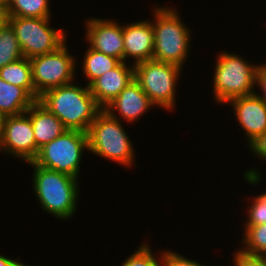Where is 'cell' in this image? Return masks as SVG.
Segmentation results:
<instances>
[{"label": "cell", "instance_id": "1", "mask_svg": "<svg viewBox=\"0 0 266 266\" xmlns=\"http://www.w3.org/2000/svg\"><path fill=\"white\" fill-rule=\"evenodd\" d=\"M38 101L52 112L67 130L85 133L102 110L89 86L80 87L73 83L45 91Z\"/></svg>", "mask_w": 266, "mask_h": 266}, {"label": "cell", "instance_id": "2", "mask_svg": "<svg viewBox=\"0 0 266 266\" xmlns=\"http://www.w3.org/2000/svg\"><path fill=\"white\" fill-rule=\"evenodd\" d=\"M34 168L33 187L44 211L66 220L76 213L79 197L78 178L29 162Z\"/></svg>", "mask_w": 266, "mask_h": 266}, {"label": "cell", "instance_id": "3", "mask_svg": "<svg viewBox=\"0 0 266 266\" xmlns=\"http://www.w3.org/2000/svg\"><path fill=\"white\" fill-rule=\"evenodd\" d=\"M116 114L104 109L97 114L87 131L88 151L124 167H132L134 147Z\"/></svg>", "mask_w": 266, "mask_h": 266}, {"label": "cell", "instance_id": "4", "mask_svg": "<svg viewBox=\"0 0 266 266\" xmlns=\"http://www.w3.org/2000/svg\"><path fill=\"white\" fill-rule=\"evenodd\" d=\"M152 12L155 19L151 21L154 31L153 59L182 68L189 54L191 32L174 8L155 6Z\"/></svg>", "mask_w": 266, "mask_h": 266}, {"label": "cell", "instance_id": "5", "mask_svg": "<svg viewBox=\"0 0 266 266\" xmlns=\"http://www.w3.org/2000/svg\"><path fill=\"white\" fill-rule=\"evenodd\" d=\"M213 73V94L218 104L255 94L256 73L259 65H253L243 57L230 52H220Z\"/></svg>", "mask_w": 266, "mask_h": 266}, {"label": "cell", "instance_id": "6", "mask_svg": "<svg viewBox=\"0 0 266 266\" xmlns=\"http://www.w3.org/2000/svg\"><path fill=\"white\" fill-rule=\"evenodd\" d=\"M181 70L175 64L151 59L134 65V80L155 106L172 110Z\"/></svg>", "mask_w": 266, "mask_h": 266}, {"label": "cell", "instance_id": "7", "mask_svg": "<svg viewBox=\"0 0 266 266\" xmlns=\"http://www.w3.org/2000/svg\"><path fill=\"white\" fill-rule=\"evenodd\" d=\"M88 150L87 133L66 130L40 148L33 161L36 165L79 178L80 162L84 150Z\"/></svg>", "mask_w": 266, "mask_h": 266}, {"label": "cell", "instance_id": "8", "mask_svg": "<svg viewBox=\"0 0 266 266\" xmlns=\"http://www.w3.org/2000/svg\"><path fill=\"white\" fill-rule=\"evenodd\" d=\"M9 25L27 59L53 52L66 42L67 34L62 29L51 28L50 18L10 16Z\"/></svg>", "mask_w": 266, "mask_h": 266}, {"label": "cell", "instance_id": "9", "mask_svg": "<svg viewBox=\"0 0 266 266\" xmlns=\"http://www.w3.org/2000/svg\"><path fill=\"white\" fill-rule=\"evenodd\" d=\"M64 43L57 50L30 58L35 101L45 91L73 83L76 58L68 53Z\"/></svg>", "mask_w": 266, "mask_h": 266}, {"label": "cell", "instance_id": "10", "mask_svg": "<svg viewBox=\"0 0 266 266\" xmlns=\"http://www.w3.org/2000/svg\"><path fill=\"white\" fill-rule=\"evenodd\" d=\"M1 150L27 163L37 157L40 149L36 146L31 119L26 112L5 117Z\"/></svg>", "mask_w": 266, "mask_h": 266}, {"label": "cell", "instance_id": "11", "mask_svg": "<svg viewBox=\"0 0 266 266\" xmlns=\"http://www.w3.org/2000/svg\"><path fill=\"white\" fill-rule=\"evenodd\" d=\"M86 38L90 47L124 61L123 26L117 21L90 18L85 21Z\"/></svg>", "mask_w": 266, "mask_h": 266}, {"label": "cell", "instance_id": "12", "mask_svg": "<svg viewBox=\"0 0 266 266\" xmlns=\"http://www.w3.org/2000/svg\"><path fill=\"white\" fill-rule=\"evenodd\" d=\"M233 107L239 125L245 131L248 146L266 132V102L256 94L237 97L227 104Z\"/></svg>", "mask_w": 266, "mask_h": 266}, {"label": "cell", "instance_id": "13", "mask_svg": "<svg viewBox=\"0 0 266 266\" xmlns=\"http://www.w3.org/2000/svg\"><path fill=\"white\" fill-rule=\"evenodd\" d=\"M133 80L134 64L130 67L121 61L115 68L95 79L89 85V90L96 103L104 109Z\"/></svg>", "mask_w": 266, "mask_h": 266}, {"label": "cell", "instance_id": "14", "mask_svg": "<svg viewBox=\"0 0 266 266\" xmlns=\"http://www.w3.org/2000/svg\"><path fill=\"white\" fill-rule=\"evenodd\" d=\"M124 62L134 58V65L153 59L154 31L151 20H140L123 26Z\"/></svg>", "mask_w": 266, "mask_h": 266}, {"label": "cell", "instance_id": "15", "mask_svg": "<svg viewBox=\"0 0 266 266\" xmlns=\"http://www.w3.org/2000/svg\"><path fill=\"white\" fill-rule=\"evenodd\" d=\"M154 106L140 85L133 80L104 110L107 112L117 111L126 122L133 123Z\"/></svg>", "mask_w": 266, "mask_h": 266}, {"label": "cell", "instance_id": "16", "mask_svg": "<svg viewBox=\"0 0 266 266\" xmlns=\"http://www.w3.org/2000/svg\"><path fill=\"white\" fill-rule=\"evenodd\" d=\"M26 113L31 119L36 146L39 149L67 130L63 123L38 100Z\"/></svg>", "mask_w": 266, "mask_h": 266}, {"label": "cell", "instance_id": "17", "mask_svg": "<svg viewBox=\"0 0 266 266\" xmlns=\"http://www.w3.org/2000/svg\"><path fill=\"white\" fill-rule=\"evenodd\" d=\"M35 100L22 88L0 77V113L5 117L26 112Z\"/></svg>", "mask_w": 266, "mask_h": 266}, {"label": "cell", "instance_id": "18", "mask_svg": "<svg viewBox=\"0 0 266 266\" xmlns=\"http://www.w3.org/2000/svg\"><path fill=\"white\" fill-rule=\"evenodd\" d=\"M0 77L6 82L22 87L35 100L30 60L22 57L0 68Z\"/></svg>", "mask_w": 266, "mask_h": 266}, {"label": "cell", "instance_id": "19", "mask_svg": "<svg viewBox=\"0 0 266 266\" xmlns=\"http://www.w3.org/2000/svg\"><path fill=\"white\" fill-rule=\"evenodd\" d=\"M84 54L82 69L85 78L88 79L87 86L121 62L119 59L94 50L90 46Z\"/></svg>", "mask_w": 266, "mask_h": 266}, {"label": "cell", "instance_id": "20", "mask_svg": "<svg viewBox=\"0 0 266 266\" xmlns=\"http://www.w3.org/2000/svg\"><path fill=\"white\" fill-rule=\"evenodd\" d=\"M49 0H6L9 16L51 18Z\"/></svg>", "mask_w": 266, "mask_h": 266}, {"label": "cell", "instance_id": "21", "mask_svg": "<svg viewBox=\"0 0 266 266\" xmlns=\"http://www.w3.org/2000/svg\"><path fill=\"white\" fill-rule=\"evenodd\" d=\"M24 57L14 30L8 24L0 29V68Z\"/></svg>", "mask_w": 266, "mask_h": 266}, {"label": "cell", "instance_id": "22", "mask_svg": "<svg viewBox=\"0 0 266 266\" xmlns=\"http://www.w3.org/2000/svg\"><path fill=\"white\" fill-rule=\"evenodd\" d=\"M243 234V245L240 252L251 255L266 254V223L261 225L246 226Z\"/></svg>", "mask_w": 266, "mask_h": 266}, {"label": "cell", "instance_id": "23", "mask_svg": "<svg viewBox=\"0 0 266 266\" xmlns=\"http://www.w3.org/2000/svg\"><path fill=\"white\" fill-rule=\"evenodd\" d=\"M150 248V245L143 243L132 255H129L122 266H162L161 257L160 259L155 257Z\"/></svg>", "mask_w": 266, "mask_h": 266}, {"label": "cell", "instance_id": "24", "mask_svg": "<svg viewBox=\"0 0 266 266\" xmlns=\"http://www.w3.org/2000/svg\"><path fill=\"white\" fill-rule=\"evenodd\" d=\"M253 203L249 205L247 210V222L246 226L261 225L266 223V192L259 194L252 199Z\"/></svg>", "mask_w": 266, "mask_h": 266}, {"label": "cell", "instance_id": "25", "mask_svg": "<svg viewBox=\"0 0 266 266\" xmlns=\"http://www.w3.org/2000/svg\"><path fill=\"white\" fill-rule=\"evenodd\" d=\"M161 256V265L162 266H204L197 261L190 260L181 254H177L176 252L169 251H162L159 252ZM206 266V265H205Z\"/></svg>", "mask_w": 266, "mask_h": 266}, {"label": "cell", "instance_id": "26", "mask_svg": "<svg viewBox=\"0 0 266 266\" xmlns=\"http://www.w3.org/2000/svg\"><path fill=\"white\" fill-rule=\"evenodd\" d=\"M235 266H266V259L262 255H251L239 250L234 255Z\"/></svg>", "mask_w": 266, "mask_h": 266}, {"label": "cell", "instance_id": "27", "mask_svg": "<svg viewBox=\"0 0 266 266\" xmlns=\"http://www.w3.org/2000/svg\"><path fill=\"white\" fill-rule=\"evenodd\" d=\"M250 152L266 161V132L248 146Z\"/></svg>", "mask_w": 266, "mask_h": 266}, {"label": "cell", "instance_id": "28", "mask_svg": "<svg viewBox=\"0 0 266 266\" xmlns=\"http://www.w3.org/2000/svg\"><path fill=\"white\" fill-rule=\"evenodd\" d=\"M256 86H258L261 93H255L257 96L261 97L266 102V64L259 65L256 73Z\"/></svg>", "mask_w": 266, "mask_h": 266}, {"label": "cell", "instance_id": "29", "mask_svg": "<svg viewBox=\"0 0 266 266\" xmlns=\"http://www.w3.org/2000/svg\"><path fill=\"white\" fill-rule=\"evenodd\" d=\"M9 17L6 0H0V29L9 24Z\"/></svg>", "mask_w": 266, "mask_h": 266}, {"label": "cell", "instance_id": "30", "mask_svg": "<svg viewBox=\"0 0 266 266\" xmlns=\"http://www.w3.org/2000/svg\"><path fill=\"white\" fill-rule=\"evenodd\" d=\"M0 266H27L21 263V261H18V259L13 260L6 256L0 255Z\"/></svg>", "mask_w": 266, "mask_h": 266}, {"label": "cell", "instance_id": "31", "mask_svg": "<svg viewBox=\"0 0 266 266\" xmlns=\"http://www.w3.org/2000/svg\"><path fill=\"white\" fill-rule=\"evenodd\" d=\"M4 120H5V116L2 113H0V141L2 139Z\"/></svg>", "mask_w": 266, "mask_h": 266}]
</instances>
